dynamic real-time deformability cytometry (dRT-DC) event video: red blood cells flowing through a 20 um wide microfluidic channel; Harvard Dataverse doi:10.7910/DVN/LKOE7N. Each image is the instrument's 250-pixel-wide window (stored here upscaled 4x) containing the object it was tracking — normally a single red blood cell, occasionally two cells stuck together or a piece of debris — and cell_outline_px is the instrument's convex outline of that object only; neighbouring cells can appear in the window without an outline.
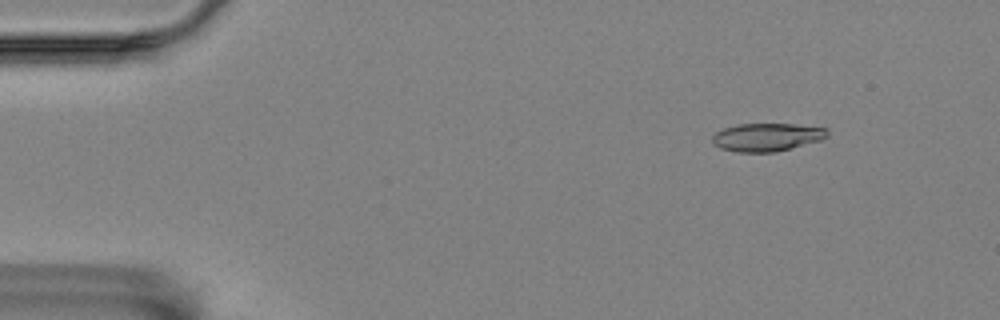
{"species": "Egyptian fruit bat (a non-hibernating species)", "species_latin": "Rousettus aegyptiacus", "temperature_condition": "room temperature", "stored_images_in_passage": 57, "camera_frame_rate_fps": 3000, "um_per_image_px": 0.085, "animal": {"sex": "female"}, "frame": {"image": 1, "passage_image": 7, "time_ms": 2.0, "image_size_px": [1000, 320], "cell_outline_px": [[828, 136], [820, 140], [776, 152], [736, 152], [720, 148], [712, 144], [712, 136], [716, 132], [724, 128], [736, 124], [796, 124], [828, 128]], "centroid_in_image_um": [65.17, 11.65], "position_along_channel_um": 19.8, "area_um2": 18.9}}
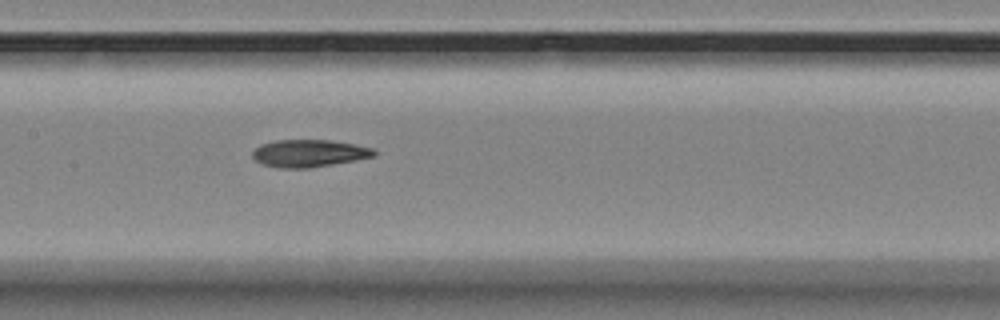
{"frame": {"image": 2, "passage_image": 28, "time_ms": 9.0, "image_size_px": [1000, 320], "cell_outline_px": [[376, 156], [356, 160], [308, 168], [280, 168], [264, 164], [256, 160], [252, 156], [252, 152], [260, 144], [276, 140], [332, 140], [376, 148]], "centroid_in_image_um": [26.31, 13.02], "position_along_channel_um": 181.1, "area_um2": 19.42}}
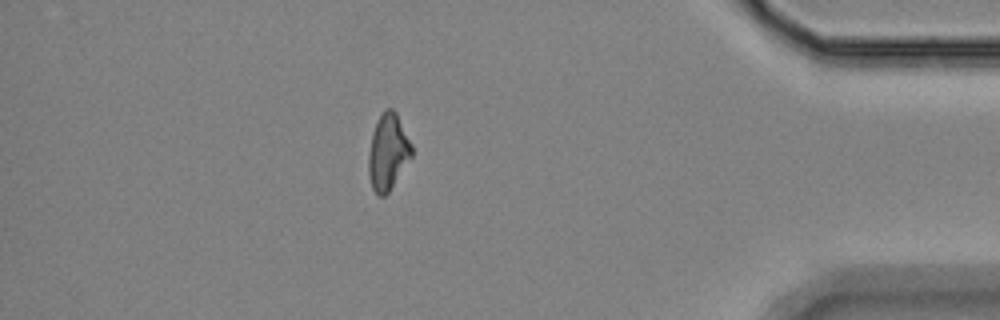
{"frame": {"image": 3, "passage_image": 50, "time_ms": 16.333, "image_size_px": [1000, 320], "cell_outline_px": [[412, 156], [388, 192], [384, 196], [376, 196], [372, 188], [368, 172], [368, 152], [372, 132], [384, 108], [392, 108], [396, 112], [412, 144]], "centroid_in_image_um": [32.96, 12.92], "position_along_channel_um": 402.2, "area_um2": 19.13}, "authors_computed_cell_mechanics": {"area_um2": 19.363, "velocity_mm_per_s": 3.5313, "shape_relaxation_time_tau1_ms": 8.9701, "shape_relaxation_time_tau2_ms": 11.0578, "deformation_change_tau1": 0.199, "deformation_change_tau2": 0.2132}}